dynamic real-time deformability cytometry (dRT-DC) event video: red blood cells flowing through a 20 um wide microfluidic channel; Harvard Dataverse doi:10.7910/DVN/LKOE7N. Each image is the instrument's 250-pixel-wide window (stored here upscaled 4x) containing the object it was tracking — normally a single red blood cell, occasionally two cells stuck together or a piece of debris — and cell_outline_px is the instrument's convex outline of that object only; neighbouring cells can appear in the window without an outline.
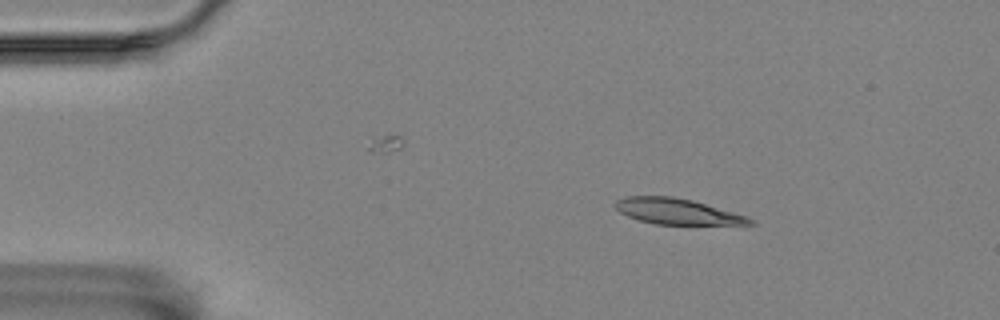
{"species": "Egyptian fruit bat (a non-hibernating species)", "species_latin": "Rousettus aegyptiacus", "temperature_condition": "room temperature", "stored_images_in_passage": 51, "camera_frame_rate_fps": 3000, "um_per_image_px": 0.085, "animal": {"sex": "female"}, "frame": {"image": 1, "passage_image": 8, "time_ms": 2.333, "image_size_px": [1000, 320], "cell_outline_px": [[756, 224], [656, 224], [640, 220], [628, 216], [620, 212], [612, 204], [616, 200], [624, 196], [672, 196], [692, 200], [748, 216]], "centroid_in_image_um": [57.52, 17.96], "position_along_channel_um": 27.5, "area_um2": 20.06}}
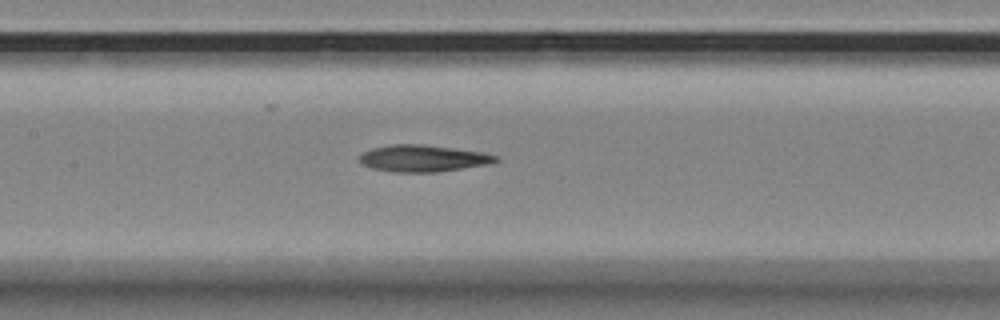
{"frame": {"image": 2, "passage_image": 26, "time_ms": 8.333, "image_size_px": [1000, 320], "cell_outline_px": [[500, 160], [484, 164], [436, 172], [392, 172], [372, 168], [360, 164], [356, 160], [356, 156], [372, 148], [388, 144], [420, 144], [456, 148], [484, 152], [500, 156]], "centroid_in_image_um": [35.88, 13.45], "position_along_channel_um": 171.5, "area_um2": 21.44}}
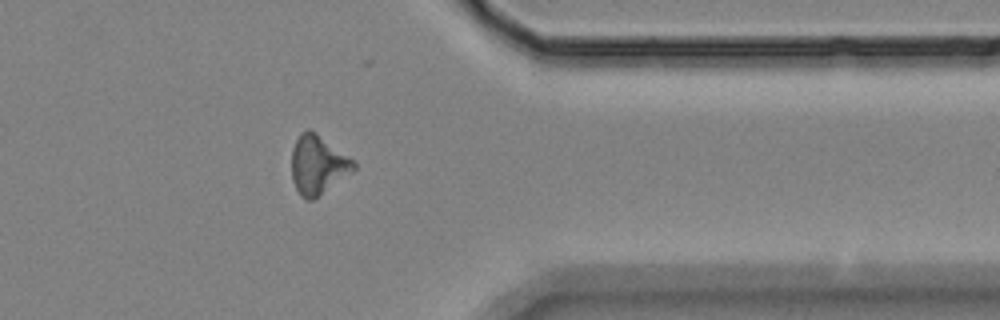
{"frame": {"image": 3, "passage_image": 45, "time_ms": 14.667, "image_size_px": [1000, 320], "cell_outline_px": [[356, 168], [352, 172], [312, 200], [308, 200], [300, 196], [292, 180], [292, 148], [300, 132], [308, 128], [316, 132], [352, 160], [356, 164]], "centroid_in_image_um": [26.98, 14.0], "position_along_channel_um": 384.4, "area_um2": 20.98}, "authors_computed_cell_mechanics": {"area_um2": 21.1548, "velocity_mm_per_s": 3.516, "shape_relaxation_time_tau1_ms": 6.0469, "shape_relaxation_time_tau2_ms": null, "deformation_change_tau1": 0.159, "deformation_change_tau2": null}}